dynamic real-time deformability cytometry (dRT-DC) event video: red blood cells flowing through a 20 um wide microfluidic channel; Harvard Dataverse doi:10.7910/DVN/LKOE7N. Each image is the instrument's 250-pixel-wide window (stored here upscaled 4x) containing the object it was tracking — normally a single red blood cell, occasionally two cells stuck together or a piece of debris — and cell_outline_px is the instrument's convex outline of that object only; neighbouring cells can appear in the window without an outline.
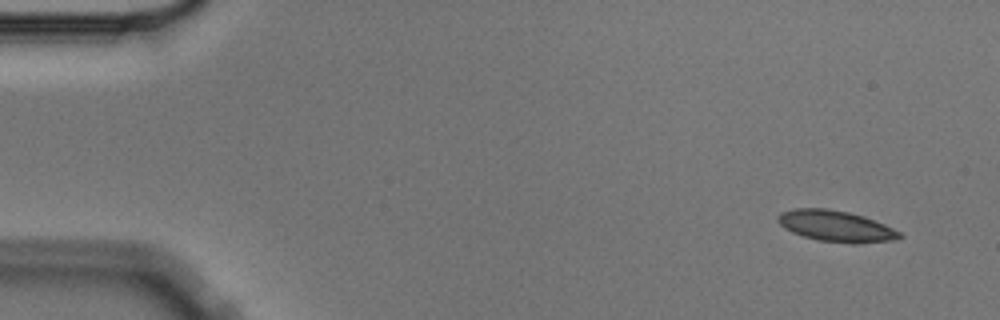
{"species": "Egyptian fruit bat (a non-hibernating species)", "species_latin": "Rousettus aegyptiacus", "temperature_condition": "cold", "stored_images_in_passage": 6, "camera_frame_rate_fps": 3000, "um_per_image_px": 0.085, "animal": {"sex": "male"}, "frame": {"image": 1, "passage_image": 1, "time_ms": 0.0, "image_size_px": [1000, 320], "cell_outline_px": [[904, 236], [888, 240], [852, 244], [820, 240], [804, 236], [792, 232], [784, 228], [776, 220], [776, 216], [780, 212], [792, 208], [828, 208], [848, 212], [864, 216], [904, 232]], "centroid_in_image_um": [71.03, 19.2], "position_along_channel_um": 14.0, "area_um2": 22.14}}
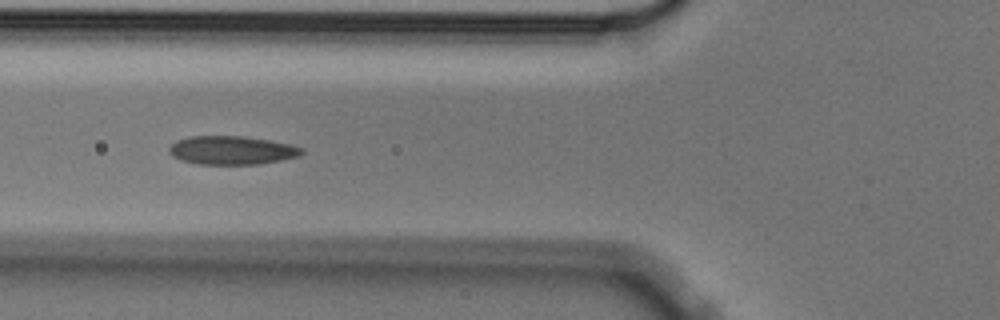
{"frame": {"image": 2, "passage_image": 5, "time_ms": 1.333, "image_size_px": [1000, 320], "cell_outline_px": [[304, 152], [300, 156], [280, 160], [256, 164], [200, 164], [180, 160], [172, 156], [168, 152], [168, 148], [176, 140], [188, 136], [240, 136], [268, 140], [292, 144], [304, 148]], "centroid_in_image_um": [19.69, 12.77], "position_along_channel_um": 106.1, "area_um2": 22.14}}
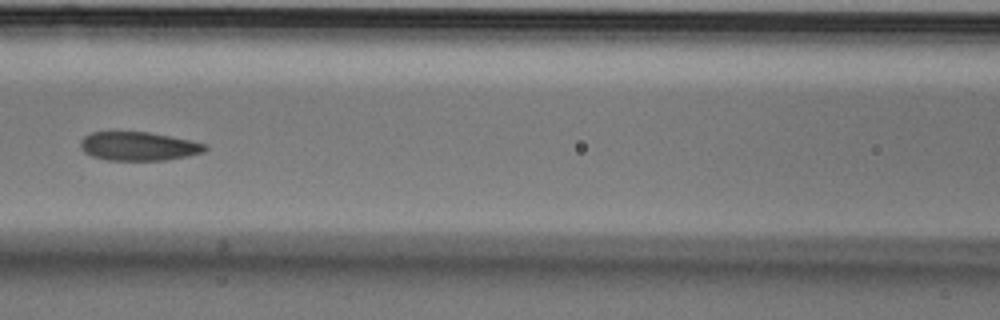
{"frame": {"image": 3, "passage_image": 6, "time_ms": 1.667, "image_size_px": [1000, 320], "cell_outline_px": [[208, 148], [204, 152], [188, 156], [168, 160], [108, 160], [92, 156], [84, 152], [80, 148], [80, 140], [84, 136], [92, 132], [148, 132], [172, 136], [192, 140], [208, 144]], "centroid_in_image_um": [11.81, 12.43], "position_along_channel_um": 154.8, "area_um2": 21.1}}